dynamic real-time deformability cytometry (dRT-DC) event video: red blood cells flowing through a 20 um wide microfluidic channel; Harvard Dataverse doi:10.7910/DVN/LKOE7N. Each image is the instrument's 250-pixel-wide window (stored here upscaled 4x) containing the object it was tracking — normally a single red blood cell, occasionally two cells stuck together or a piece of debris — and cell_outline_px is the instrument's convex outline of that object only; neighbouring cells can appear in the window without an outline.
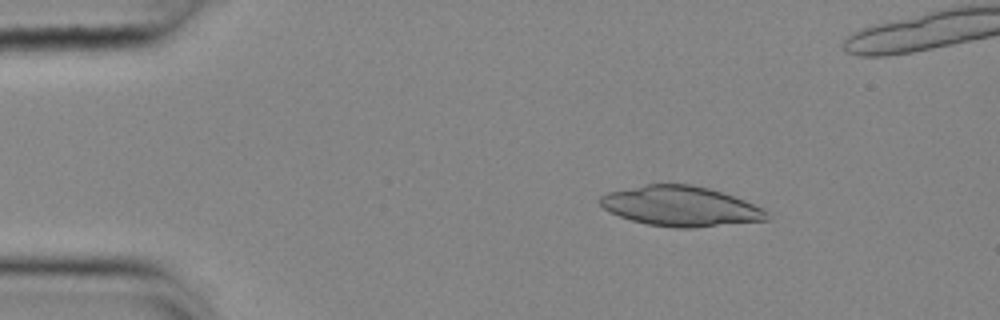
{"species": "common noctule bat (a hibernating species)", "species_latin": "Nyctalus noctula", "temperature_condition": "cold", "stored_images_in_passage": 48, "camera_frame_rate_fps": 3000, "um_per_image_px": 0.085, "animal": {"sex": "female", "body_mass_g": 25.1}, "frame": {"image": 1, "passage_image": 2, "time_ms": 0.333, "image_size_px": [1000, 320], "cell_outline_px": [[768, 220], [692, 228], [676, 228], [648, 224], [632, 220], [608, 212], [600, 204], [600, 196], [608, 192], [644, 184], [692, 184], [708, 188], [744, 200], [764, 208], [768, 212]], "centroid_in_image_um": [57.85, 17.53], "position_along_channel_um": 27.2, "area_um2": 38.78}}
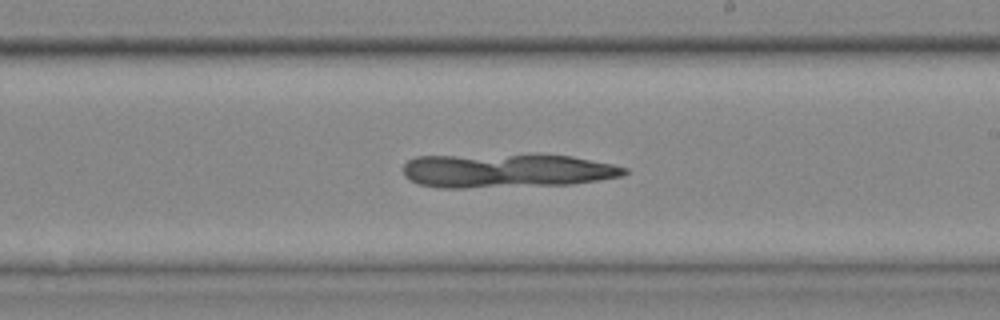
{"frame": {"image": 2, "passage_image": 25, "time_ms": 8.0, "image_size_px": [1000, 320], "cell_outline_px": [[628, 172], [624, 176], [600, 180], [572, 184], [464, 188], [440, 188], [420, 184], [404, 176], [404, 164], [408, 160], [416, 156], [532, 152], [540, 152], [572, 156], [612, 164], [628, 168]], "centroid_in_image_um": [43.09, 14.46], "position_along_channel_um": 245.9, "area_um2": 45.43}}
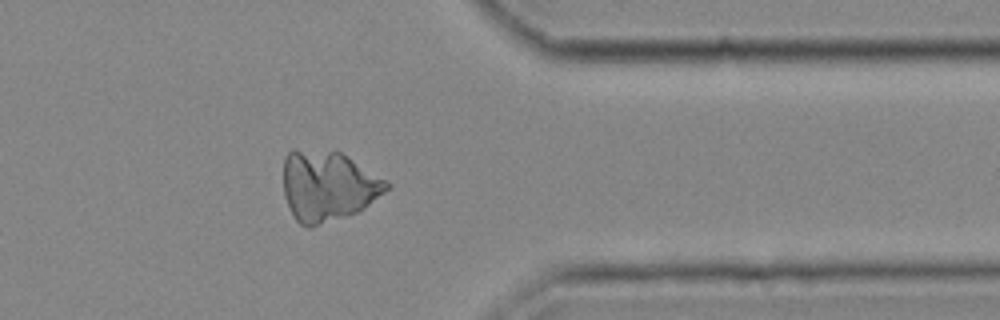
{"frame": {"image": 3, "passage_image": 37, "time_ms": 12.0, "image_size_px": [1000, 320], "cell_outline_px": [[392, 184], [384, 192], [364, 208], [356, 212], [312, 228], [308, 228], [300, 224], [296, 220], [284, 196], [284, 156], [292, 148], [340, 152], [388, 180]], "centroid_in_image_um": [27.86, 15.8], "position_along_channel_um": 383.5, "area_um2": 42.31}}